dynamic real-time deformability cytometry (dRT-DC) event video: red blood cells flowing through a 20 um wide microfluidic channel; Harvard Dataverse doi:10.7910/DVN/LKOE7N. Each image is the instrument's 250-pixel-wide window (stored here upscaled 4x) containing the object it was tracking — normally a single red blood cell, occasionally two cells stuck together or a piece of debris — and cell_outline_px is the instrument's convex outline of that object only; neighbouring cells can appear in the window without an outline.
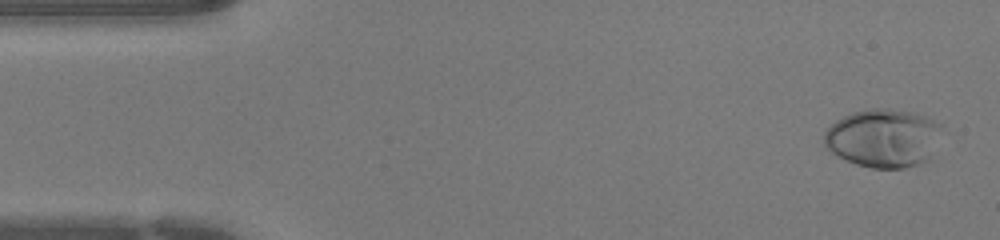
{"species": "human", "species_latin": "Homo sapiens", "temperature_condition": "warm", "stored_images_in_passage": 44, "camera_frame_rate_fps": 3000, "um_per_image_px": 0.085, "donor": {"sex": "female"}, "frame": {"image": 1, "passage_image": 2, "time_ms": 0.333, "image_size_px": [1000, 240], "cell_outline_px": [[940, 124], [928, 160], [920, 164], [904, 168], [872, 168], [856, 164], [832, 152], [824, 144], [824, 132], [836, 120], [852, 112], [872, 108], [888, 108], [928, 116]], "centroid_in_image_um": [75.03, 11.73], "position_along_channel_um": 10.0, "area_um2": 39.36}}
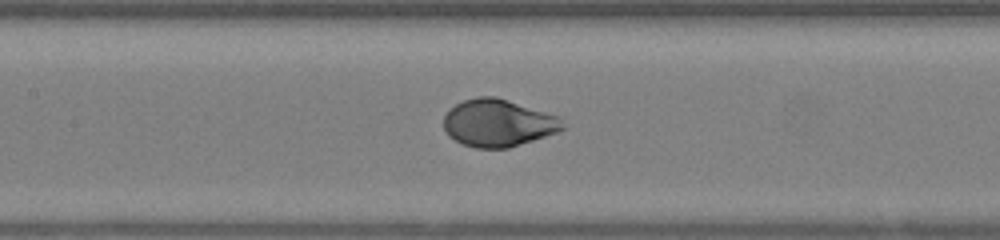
{"frame": {"image": 2, "passage_image": 20, "time_ms": 6.333, "image_size_px": [1000, 240], "cell_outline_px": [[568, 128], [508, 148], [476, 148], [464, 144], [448, 136], [444, 132], [444, 116], [448, 108], [464, 100], [476, 96], [496, 96], [560, 116]], "centroid_in_image_um": [42.34, 10.44], "position_along_channel_um": 165.1, "area_um2": 33.06}}
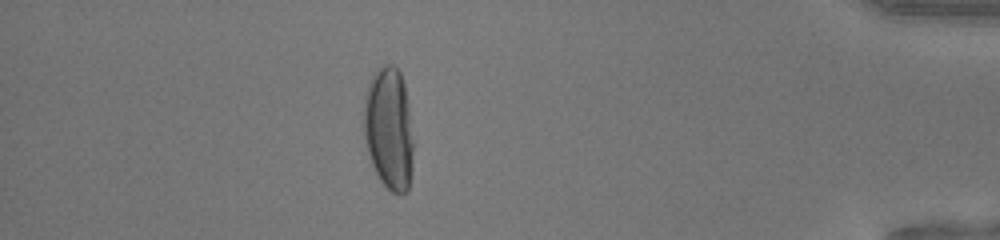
{"frame": {"image": 3, "passage_image": 39, "time_ms": 12.667, "image_size_px": [1000, 240], "cell_outline_px": [[412, 168], [408, 192], [400, 196], [392, 192], [380, 180], [372, 164], [364, 140], [364, 96], [368, 84], [376, 68], [384, 64], [392, 64], [400, 72], [404, 84], [408, 108], [412, 140]], "centroid_in_image_um": [33.04, 10.94], "position_along_channel_um": 402.2, "area_um2": 35.43}}